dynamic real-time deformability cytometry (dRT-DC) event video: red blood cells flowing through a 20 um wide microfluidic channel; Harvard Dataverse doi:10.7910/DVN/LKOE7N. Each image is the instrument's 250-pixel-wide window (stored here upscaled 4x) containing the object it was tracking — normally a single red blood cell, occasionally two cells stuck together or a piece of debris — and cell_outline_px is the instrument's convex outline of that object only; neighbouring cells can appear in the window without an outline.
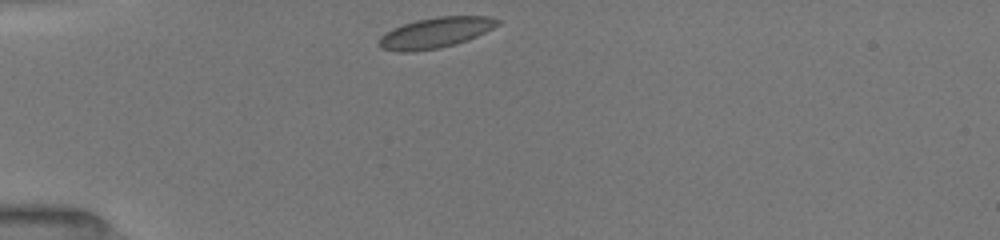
{"species": "common noctule bat (a hibernating species)", "species_latin": "Nyctalus noctula", "temperature_condition": "room temperature", "stored_images_in_passage": 14, "camera_frame_rate_fps": 3000, "um_per_image_px": 0.085, "animal": {"sex": "female", "body_mass_g": 19.5, "forearm_length_mm": 54.1}, "frame": {"image": 1, "passage_image": 1, "time_ms": 0.0, "image_size_px": [1000, 240], "cell_outline_px": [[500, 24], [468, 40], [440, 48], [412, 52], [400, 52], [380, 48], [376, 44], [380, 36], [384, 32], [392, 28], [416, 20], [436, 16], [488, 16], [500, 20]], "centroid_in_image_um": [36.96, 2.78], "position_along_channel_um": 48.0, "area_um2": 21.27}}
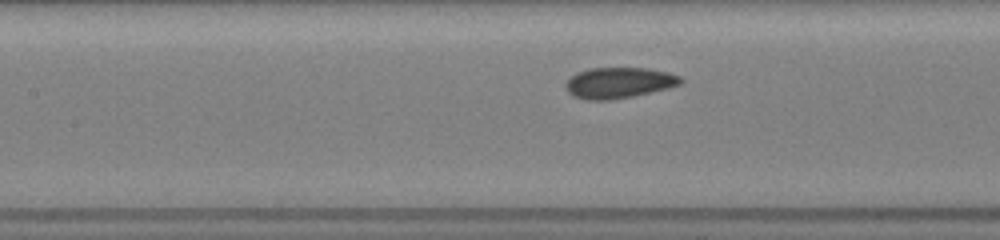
{"frame": {"image": 2, "passage_image": 8, "time_ms": 3.333, "image_size_px": [1000, 240], "cell_outline_px": [[684, 80], [680, 84], [668, 88], [632, 96], [608, 100], [588, 100], [572, 96], [568, 92], [564, 84], [576, 72], [588, 68], [648, 68], [668, 72], [680, 76]], "centroid_in_image_um": [52.59, 7.03], "position_along_channel_um": 154.8, "area_um2": 20.69}}
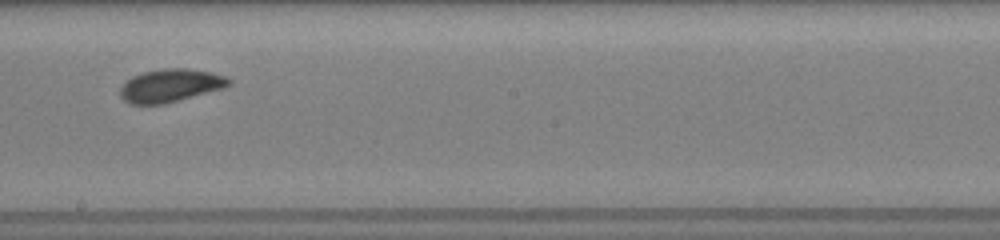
{"frame": {"image": 3, "passage_image": 13, "time_ms": 5.333, "image_size_px": [1000, 240], "cell_outline_px": [[232, 84], [224, 88], [164, 104], [128, 104], [120, 96], [120, 88], [132, 76], [144, 72], [164, 68], [184, 68], [212, 72], [224, 76], [232, 80]], "centroid_in_image_um": [14.5, 7.27], "position_along_channel_um": 233.7, "area_um2": 20.87}}